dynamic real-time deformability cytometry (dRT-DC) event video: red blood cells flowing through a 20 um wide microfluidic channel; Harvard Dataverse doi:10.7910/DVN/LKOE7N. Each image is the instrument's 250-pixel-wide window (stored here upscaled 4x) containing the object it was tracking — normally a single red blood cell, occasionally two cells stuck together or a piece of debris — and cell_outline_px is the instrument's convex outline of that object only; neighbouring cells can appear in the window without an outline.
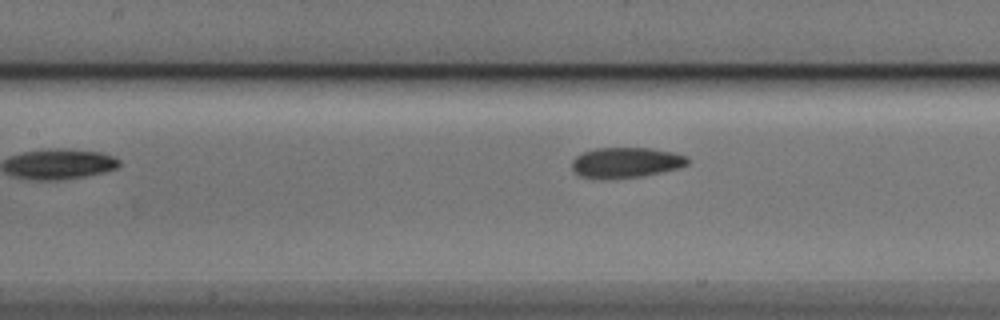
{"species": "Egyptian fruit bat (a non-hibernating species)", "species_latin": "Rousettus aegyptiacus", "temperature_condition": "cold", "stored_images_in_passage": 6, "camera_frame_rate_fps": 3000, "um_per_image_px": 0.085, "animal": {"sex": "male"}, "frame": {"image": 1, "passage_image": 5, "time_ms": 5.0, "image_size_px": [1000, 320], "cell_outline_px": [[688, 164], [680, 168], [644, 176], [604, 180], [580, 176], [572, 168], [572, 160], [576, 156], [584, 152], [596, 148], [652, 148], [672, 152], [688, 156]], "centroid_in_image_um": [53.22, 13.83], "position_along_channel_um": 154.2, "area_um2": 20.75}}
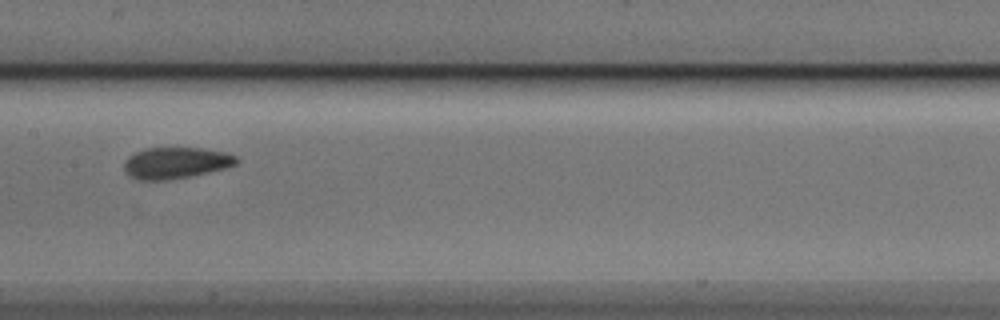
{"frame": {"image": 2, "passage_image": 6, "time_ms": 6.0, "image_size_px": [1000, 320], "cell_outline_px": [[240, 160], [236, 164], [224, 168], [208, 172], [168, 180], [140, 180], [128, 176], [124, 172], [124, 160], [128, 156], [144, 148], [200, 148], [224, 152], [236, 156]], "centroid_in_image_um": [14.9, 13.84], "position_along_channel_um": 192.5, "area_um2": 20.52}}